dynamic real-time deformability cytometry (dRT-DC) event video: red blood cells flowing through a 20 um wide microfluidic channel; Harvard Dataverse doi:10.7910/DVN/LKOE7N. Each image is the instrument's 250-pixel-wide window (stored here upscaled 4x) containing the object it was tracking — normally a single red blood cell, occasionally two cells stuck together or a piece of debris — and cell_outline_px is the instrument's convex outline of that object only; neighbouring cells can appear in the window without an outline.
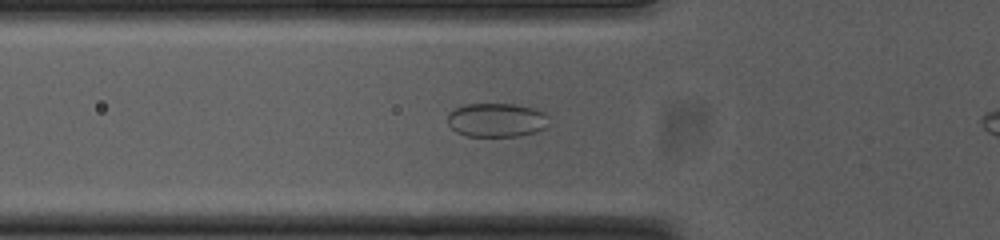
{"species": "common noctule bat (a hibernating species)", "species_latin": "Nyctalus noctula", "temperature_condition": "cold", "stored_images_in_passage": 43, "camera_frame_rate_fps": 3000, "um_per_image_px": 0.085, "animal": {"sex": "female", "body_mass_g": 23.0, "forearm_length_mm": 53.4}, "frame": {"image": 1, "passage_image": 14, "time_ms": 4.333, "image_size_px": [1000, 240], "cell_outline_px": [[548, 116], [544, 128], [536, 132], [520, 136], [468, 136], [456, 132], [448, 124], [448, 112], [464, 104], [516, 104], [532, 108], [544, 112]], "centroid_in_image_um": [42.18, 10.2], "position_along_channel_um": 83.6, "area_um2": 20.0}}
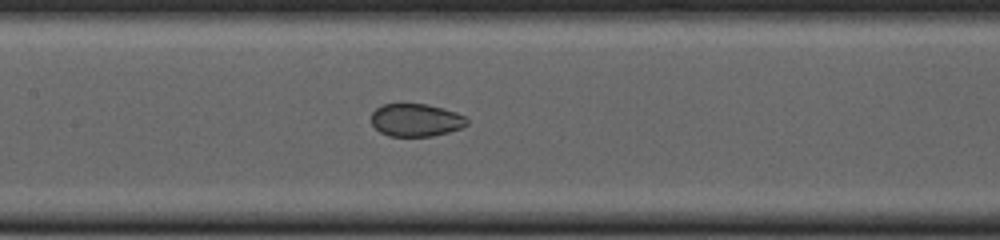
{"frame": {"image": 2, "passage_image": 21, "time_ms": 6.667, "image_size_px": [1000, 240], "cell_outline_px": [[468, 124], [460, 128], [448, 132], [432, 136], [388, 136], [380, 132], [372, 124], [372, 112], [376, 108], [384, 104], [428, 104], [444, 108], [456, 112], [464, 116], [468, 120]], "centroid_in_image_um": [35.36, 10.2], "position_along_channel_um": 172.0, "area_um2": 18.26}}
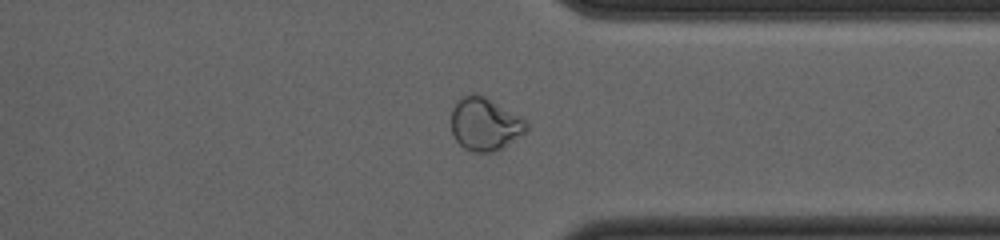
{"frame": {"image": 3, "passage_image": 37, "time_ms": 12.0, "image_size_px": [1000, 240], "cell_outline_px": [[528, 132], [504, 148], [492, 152], [472, 152], [464, 148], [456, 140], [452, 132], [452, 108], [456, 100], [460, 96], [476, 92], [484, 96], [520, 116], [528, 124]], "centroid_in_image_um": [41.23, 10.55], "position_along_channel_um": 370.2, "area_um2": 23.52}, "authors_computed_cell_mechanics": {"area_um2": 20.3456, "velocity_mm_per_s": 3.7602, "shape_relaxation_time_tau1_ms": null, "shape_relaxation_time_tau2_ms": 1.2633, "deformation_change_tau1": null, "deformation_change_tau2": 0.0463}}